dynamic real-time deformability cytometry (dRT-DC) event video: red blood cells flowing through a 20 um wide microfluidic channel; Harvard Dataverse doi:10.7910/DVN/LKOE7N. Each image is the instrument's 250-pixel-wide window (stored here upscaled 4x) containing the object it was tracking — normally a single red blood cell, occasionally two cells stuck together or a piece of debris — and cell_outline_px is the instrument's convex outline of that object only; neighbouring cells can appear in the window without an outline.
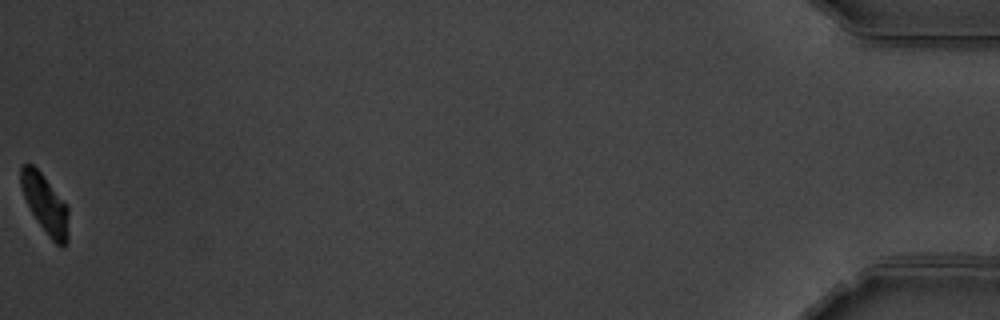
{"species": "common noctule bat (a hibernating species)", "species_latin": "Nyctalus noctula", "temperature_condition": "warm", "stored_images_in_passage": 56, "camera_frame_rate_fps": 3000, "um_per_image_px": 0.085, "animal": {"sex": "male", "body_mass_g": 19.5, "forearm_length_mm": 54.6}, "frame": {"image": 1, "passage_image": 56, "time_ms": 18.333, "image_size_px": [1000, 320], "cell_outline_px": [[68, 244], [60, 248], [48, 236], [32, 212], [24, 196], [20, 184], [20, 168], [24, 164], [32, 164], [40, 172], [68, 204]], "centroid_in_image_um": [3.87, 17.36], "position_along_channel_um": 431.3, "area_um2": 16.36}, "authors_computed_cell_mechanics": {"area_um2": 18.0914, "velocity_mm_per_s": 3.6146, "shape_relaxation_time_tau1_ms": 1.8997, "shape_relaxation_time_tau2_ms": null, "deformation_change_tau1": 0.1401, "deformation_change_tau2": null}}